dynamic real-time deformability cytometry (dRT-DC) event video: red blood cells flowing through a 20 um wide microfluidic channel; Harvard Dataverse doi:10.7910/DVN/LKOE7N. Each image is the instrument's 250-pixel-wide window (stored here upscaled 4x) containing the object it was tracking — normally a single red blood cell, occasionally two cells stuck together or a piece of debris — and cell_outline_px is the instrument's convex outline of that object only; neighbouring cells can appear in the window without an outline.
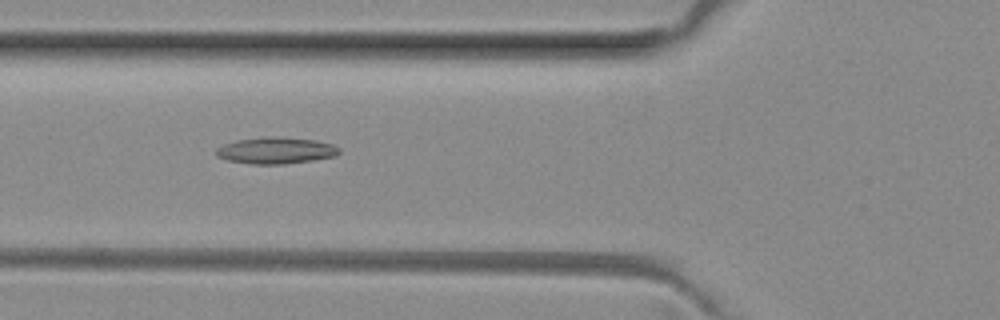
{"species": "common noctule bat (a hibernating species)", "species_latin": "Nyctalus noctula", "temperature_condition": "room temperature", "stored_images_in_passage": 51, "camera_frame_rate_fps": 3000, "um_per_image_px": 0.085, "animal": {"sex": "female", "body_mass_g": 29.2, "forearm_length_mm": 56.3}, "frame": {"image": 1, "passage_image": 19, "time_ms": 6.0, "image_size_px": [1000, 320], "cell_outline_px": [[340, 152], [336, 156], [312, 160], [284, 164], [252, 164], [228, 160], [216, 156], [216, 148], [224, 144], [236, 140], [316, 140], [332, 144], [340, 148]], "centroid_in_image_um": [23.46, 12.86], "position_along_channel_um": 102.3, "area_um2": 17.8}}
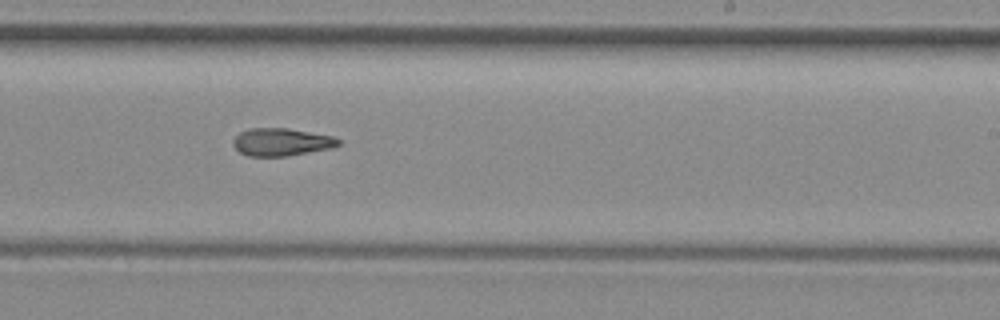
{"frame": {"image": 2, "passage_image": 31, "time_ms": 10.0, "image_size_px": [1000, 320], "cell_outline_px": [[340, 144], [332, 148], [288, 156], [248, 156], [240, 152], [232, 144], [232, 140], [240, 132], [252, 128], [288, 128], [332, 136], [340, 140]], "centroid_in_image_um": [23.92, 12.07], "position_along_channel_um": 265.1, "area_um2": 16.94}}
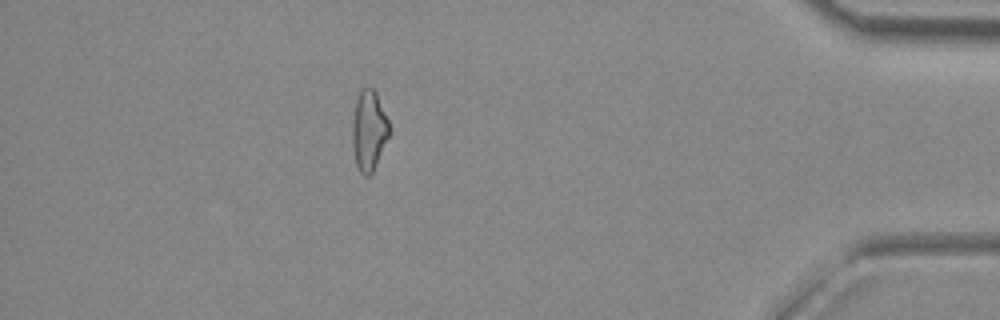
{"frame": {"image": 3, "passage_image": 45, "time_ms": 14.667, "image_size_px": [1000, 320], "cell_outline_px": [[388, 136], [376, 164], [372, 172], [368, 176], [364, 176], [360, 172], [356, 164], [352, 148], [352, 120], [356, 100], [360, 88], [372, 88], [376, 92], [388, 120]], "centroid_in_image_um": [31.32, 11.08], "position_along_channel_um": 403.9, "area_um2": 17.05}}